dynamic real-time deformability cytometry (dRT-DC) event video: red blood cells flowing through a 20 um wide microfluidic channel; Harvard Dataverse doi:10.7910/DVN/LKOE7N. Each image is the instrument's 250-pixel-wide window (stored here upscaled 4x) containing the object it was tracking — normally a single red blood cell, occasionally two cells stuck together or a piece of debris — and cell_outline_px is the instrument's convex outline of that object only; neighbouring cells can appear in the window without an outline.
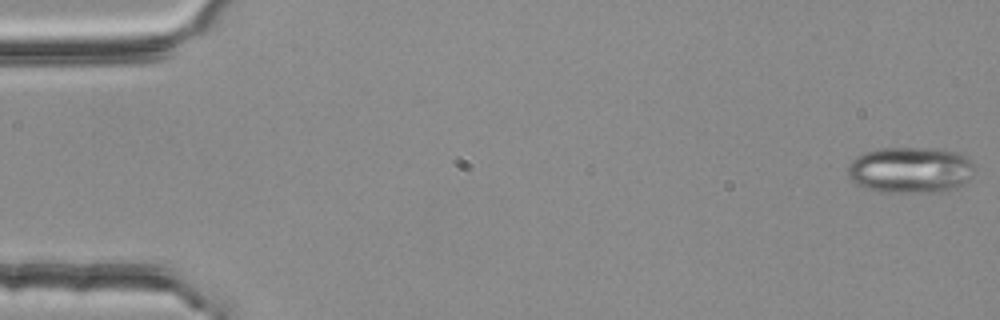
{"species": "common noctule bat (a hibernating species)", "species_latin": "Nyctalus noctula", "temperature_condition": "room temperature", "stored_images_in_passage": 3, "camera_frame_rate_fps": 3000, "um_per_image_px": 0.085, "animal": {"sex": "female", "body_mass_g": 25.1}, "frame": {"image": 1, "passage_image": 1, "time_ms": 0.0, "image_size_px": [1000, 320], "cell_outline_px": [[976, 164], [972, 176], [968, 180], [956, 188], [944, 192], [884, 192], [864, 188], [856, 184], [848, 176], [848, 164], [856, 156], [864, 152], [880, 148], [932, 148], [956, 152], [972, 160]], "centroid_in_image_um": [77.4, 14.45], "position_along_channel_um": 7.6, "area_um2": 34.51}}